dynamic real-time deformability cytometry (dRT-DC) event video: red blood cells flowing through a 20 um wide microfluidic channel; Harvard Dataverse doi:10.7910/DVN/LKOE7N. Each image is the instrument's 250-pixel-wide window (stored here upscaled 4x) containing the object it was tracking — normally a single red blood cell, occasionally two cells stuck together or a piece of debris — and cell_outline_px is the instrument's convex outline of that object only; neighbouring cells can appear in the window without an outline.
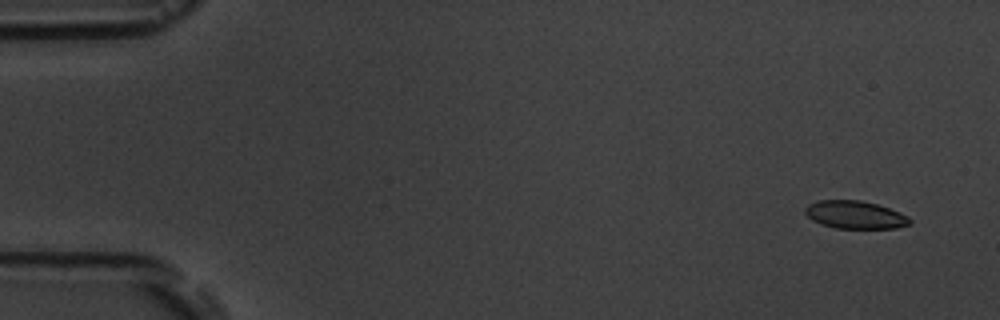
{"species": "common noctule bat (a hibernating species)", "species_latin": "Nyctalus noctula", "temperature_condition": "room temperature", "stored_images_in_passage": 6, "segment_of_instrument_passage": [1, 2], "camera_frame_rate_fps": 3000, "um_per_image_px": 0.085, "animal": {"sex": "male", "body_mass_g": 19.5, "forearm_length_mm": 54.6}, "frame": {"image": 1, "passage_image": 1, "time_ms": 0.0, "image_size_px": [1000, 320], "cell_outline_px": [[912, 224], [896, 228], [836, 228], [820, 224], [812, 220], [804, 212], [804, 208], [808, 204], [816, 200], [860, 200], [876, 204], [900, 212], [908, 216], [912, 220]], "centroid_in_image_um": [72.68, 18.25], "position_along_channel_um": 12.3, "area_um2": 17.11}}
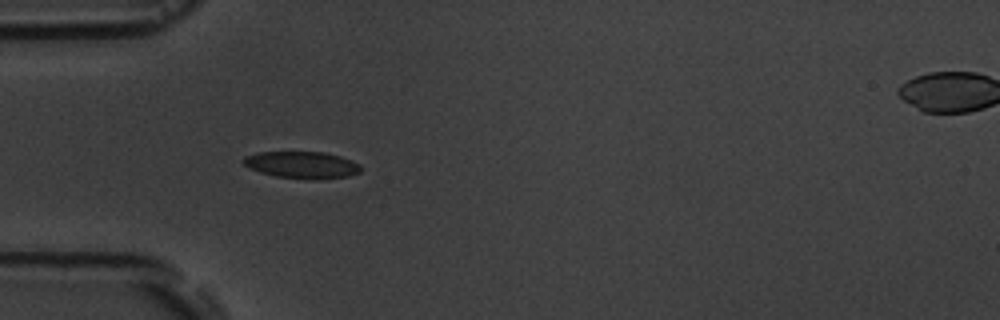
{"frame": {"image": 2, "passage_image": 5, "time_ms": 4.667, "image_size_px": [1000, 320], "cell_outline_px": [[360, 172], [348, 176], [316, 180], [312, 180], [276, 176], [260, 172], [248, 168], [240, 160], [244, 156], [256, 152], [324, 152], [340, 156], [352, 160], [360, 164]], "centroid_in_image_um": [25.64, 14.01], "position_along_channel_um": 59.4, "area_um2": 18.61}}